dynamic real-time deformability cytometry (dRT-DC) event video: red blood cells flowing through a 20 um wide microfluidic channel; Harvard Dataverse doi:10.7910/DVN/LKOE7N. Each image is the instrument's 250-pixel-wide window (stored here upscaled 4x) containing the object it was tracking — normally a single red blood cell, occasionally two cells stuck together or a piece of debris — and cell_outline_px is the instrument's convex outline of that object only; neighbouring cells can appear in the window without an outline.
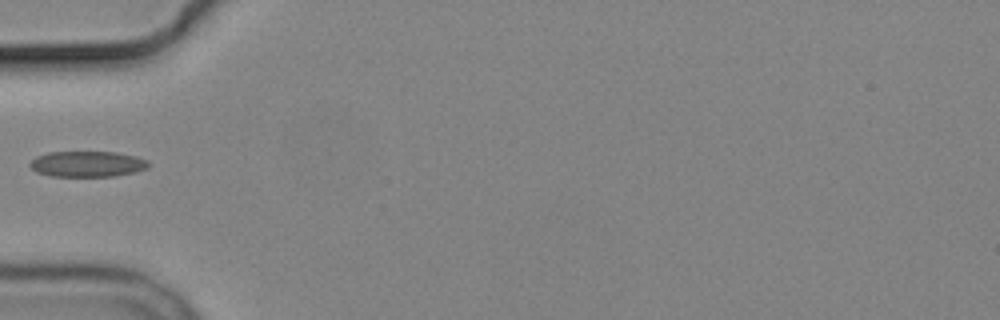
{"species": "common noctule bat (a hibernating species)", "species_latin": "Nyctalus noctula", "temperature_condition": "cold", "stored_images_in_passage": 1, "camera_frame_rate_fps": 3000, "um_per_image_px": 0.085, "animal": {"sex": "male", "body_mass_g": 19.2, "forearm_length_mm": 51.8}, "frame": {"image": 1, "passage_image": 1, "time_ms": 0.0, "image_size_px": [1000, 320], "cell_outline_px": [[148, 168], [136, 172], [116, 176], [52, 176], [36, 172], [28, 164], [36, 156], [48, 152], [116, 152], [136, 156], [148, 160]], "centroid_in_image_um": [7.44, 13.94], "position_along_channel_um": 77.6, "area_um2": 17.86}}